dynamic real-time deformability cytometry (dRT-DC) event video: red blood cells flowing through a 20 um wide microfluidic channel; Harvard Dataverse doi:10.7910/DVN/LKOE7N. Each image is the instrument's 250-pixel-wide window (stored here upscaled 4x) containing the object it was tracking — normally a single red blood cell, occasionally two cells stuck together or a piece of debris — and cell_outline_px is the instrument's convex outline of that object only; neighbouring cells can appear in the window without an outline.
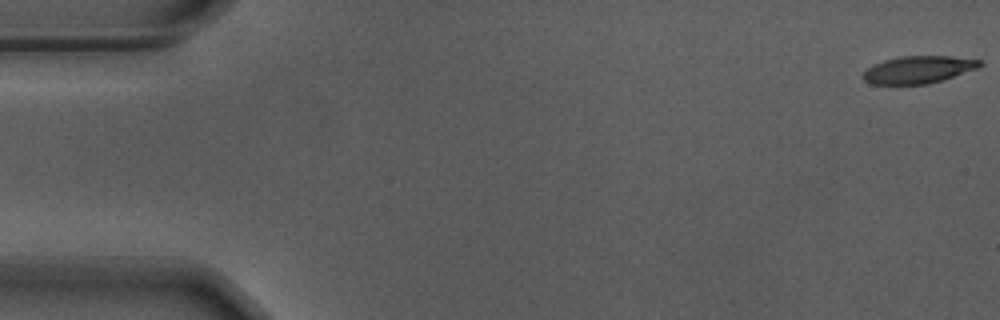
{"species": "Egyptian fruit bat (a non-hibernating species)", "species_latin": "Rousettus aegyptiacus", "temperature_condition": "warm", "stored_images_in_passage": 13, "camera_frame_rate_fps": 3000, "um_per_image_px": 0.085, "animal": {"sex": "male"}, "frame": {"image": 1, "passage_image": 1, "time_ms": 0.0, "image_size_px": [1000, 320], "cell_outline_px": [[984, 64], [976, 68], [944, 80], [928, 84], [872, 84], [864, 80], [864, 72], [868, 68], [884, 60], [900, 56], [952, 56], [980, 60]], "centroid_in_image_um": [78.09, 5.92], "position_along_channel_um": 6.9, "area_um2": 18.44}}